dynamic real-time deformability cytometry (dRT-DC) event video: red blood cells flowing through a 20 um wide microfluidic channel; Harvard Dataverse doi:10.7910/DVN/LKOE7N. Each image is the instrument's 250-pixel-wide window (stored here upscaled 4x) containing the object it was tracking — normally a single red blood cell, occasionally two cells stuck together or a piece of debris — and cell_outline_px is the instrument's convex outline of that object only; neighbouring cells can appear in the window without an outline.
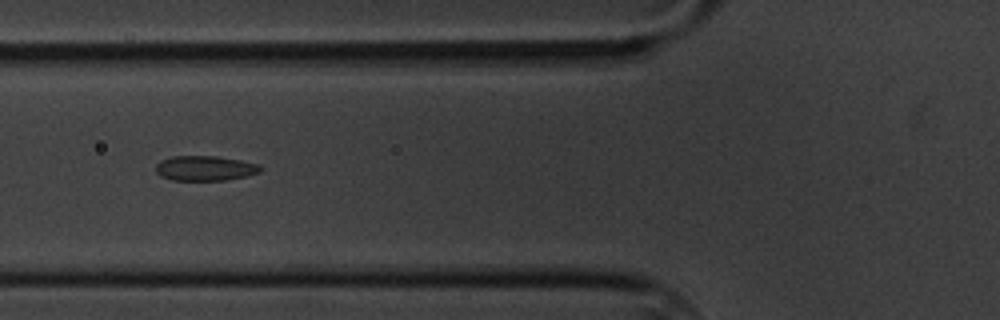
{"species": "common noctule bat (a hibernating species)", "species_latin": "Nyctalus noctula", "temperature_condition": "cold", "stored_images_in_passage": 5, "camera_frame_rate_fps": 3000, "um_per_image_px": 0.085, "animal": {"sex": "male", "body_mass_g": 20.1, "forearm_length_mm": 53.5}, "frame": {"image": 1, "passage_image": 4, "time_ms": 4.333, "image_size_px": [1000, 320], "cell_outline_px": [[264, 168], [260, 172], [248, 176], [224, 180], [172, 180], [160, 176], [156, 172], [156, 164], [160, 160], [172, 156], [216, 156], [240, 160], [260, 164]], "centroid_in_image_um": [17.45, 14.3], "position_along_channel_um": 108.4, "area_um2": 15.37}}
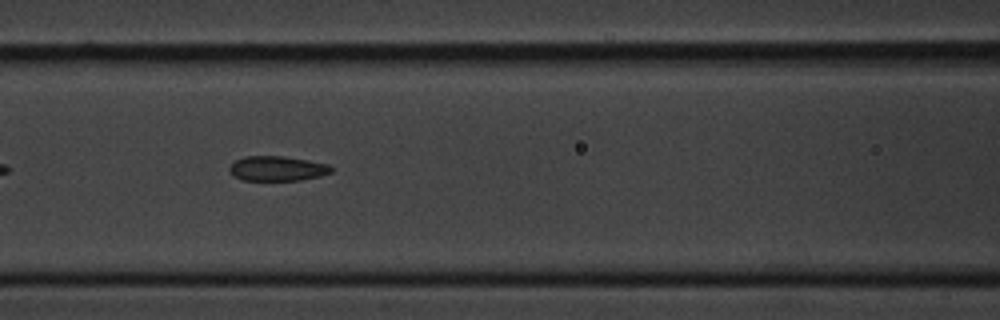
{"frame": {"image": 2, "passage_image": 5, "time_ms": 5.333, "image_size_px": [1000, 320], "cell_outline_px": [[332, 172], [320, 176], [300, 180], [240, 180], [232, 176], [228, 168], [236, 160], [244, 156], [284, 156], [308, 160], [328, 164], [332, 168]], "centroid_in_image_um": [23.54, 14.32], "position_along_channel_um": 143.1, "area_um2": 14.8}}